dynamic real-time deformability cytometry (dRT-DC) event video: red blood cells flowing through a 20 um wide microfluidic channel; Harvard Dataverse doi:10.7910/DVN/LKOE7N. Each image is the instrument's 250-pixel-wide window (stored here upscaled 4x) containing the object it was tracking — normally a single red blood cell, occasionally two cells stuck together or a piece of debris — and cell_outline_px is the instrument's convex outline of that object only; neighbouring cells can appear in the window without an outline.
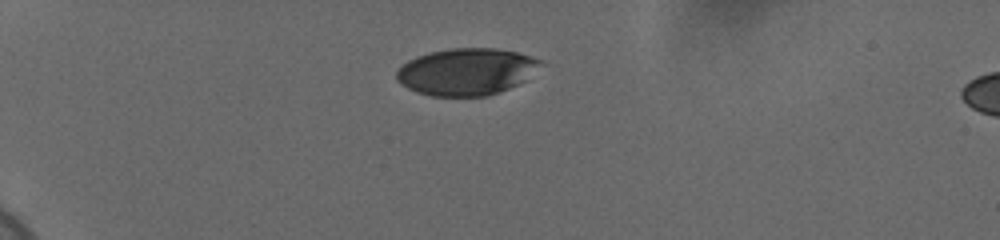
{"species": "human", "species_latin": "Homo sapiens", "temperature_condition": "cold", "stored_images_in_passage": 37, "camera_frame_rate_fps": 3000, "um_per_image_px": 0.085, "donor": {"sex": "female"}, "frame": {"image": 1, "passage_image": 1, "time_ms": 0.0, "image_size_px": [1000, 240], "cell_outline_px": [[544, 64], [524, 80], [500, 92], [488, 96], [432, 96], [416, 92], [408, 88], [396, 80], [396, 72], [408, 60], [416, 56], [432, 52], [452, 48], [496, 48], [516, 52], [544, 60]], "centroid_in_image_um": [39.66, 6.09], "position_along_channel_um": 45.3, "area_um2": 39.3}}
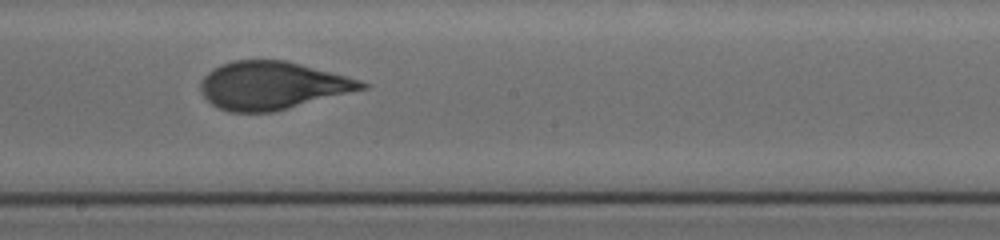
{"frame": {"image": 2, "passage_image": 20, "time_ms": 6.333, "image_size_px": [1000, 240], "cell_outline_px": [[372, 84], [368, 88], [272, 112], [228, 112], [212, 104], [200, 92], [200, 84], [204, 76], [212, 68], [220, 64], [236, 60], [288, 60], [360, 80]], "centroid_in_image_um": [23.13, 7.26], "position_along_channel_um": 225.1, "area_um2": 44.91}}
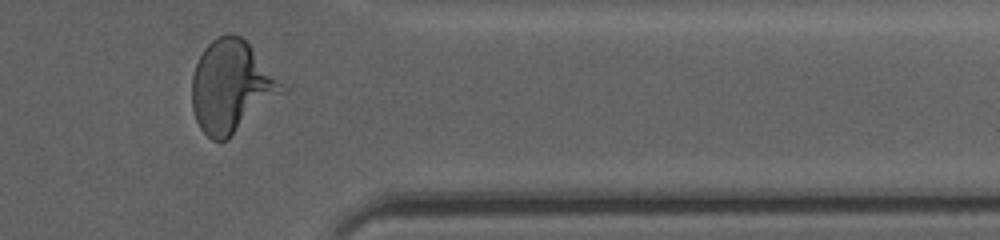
{"frame": {"image": 3, "passage_image": 34, "time_ms": 11.0, "image_size_px": [1000, 240], "cell_outline_px": [[288, 92], [228, 140], [212, 140], [200, 128], [196, 120], [192, 108], [192, 76], [196, 64], [204, 48], [216, 36], [228, 32], [232, 32], [240, 36], [248, 44], [288, 88]], "centroid_in_image_um": [19.7, 7.39], "position_along_channel_um": 391.7, "area_um2": 48.84}, "authors_computed_cell_mechanics": {"area_um2": 45.0262, "velocity_mm_per_s": 3.6915, "shape_relaxation_time_tau1_ms": 4.8449, "shape_relaxation_time_tau2_ms": null, "deformation_change_tau1": 0.1953, "deformation_change_tau2": null}}